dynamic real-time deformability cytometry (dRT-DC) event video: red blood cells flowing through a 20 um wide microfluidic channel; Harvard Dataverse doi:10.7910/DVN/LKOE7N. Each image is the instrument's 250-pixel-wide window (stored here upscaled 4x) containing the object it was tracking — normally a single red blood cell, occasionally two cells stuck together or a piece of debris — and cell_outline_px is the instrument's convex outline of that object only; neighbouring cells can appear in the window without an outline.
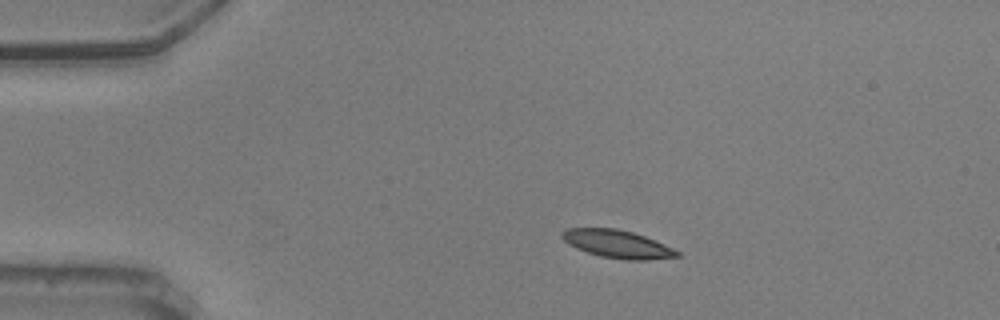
{"species": "common noctule bat (a hibernating species)", "species_latin": "Nyctalus noctula", "temperature_condition": "warm", "stored_images_in_passage": 46, "camera_frame_rate_fps": 3000, "um_per_image_px": 0.085, "animal": {"sex": "male", "body_mass_g": 20.5, "forearm_length_mm": 52.5}, "frame": {"image": 1, "passage_image": 1, "time_ms": 0.0, "image_size_px": [1000, 320], "cell_outline_px": [[680, 256], [648, 260], [624, 260], [600, 256], [576, 248], [568, 244], [560, 236], [560, 232], [568, 228], [616, 228], [632, 232], [644, 236], [664, 244], [680, 252]], "centroid_in_image_um": [52.45, 20.74], "position_along_channel_um": 32.5, "area_um2": 18.67}}
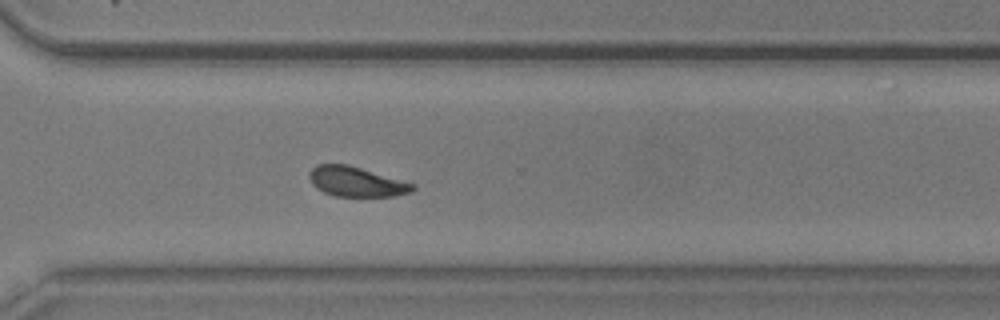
{"frame": {"image": 2, "passage_image": 31, "time_ms": 10.0, "image_size_px": [1000, 320], "cell_outline_px": [[416, 188], [412, 192], [396, 196], [336, 196], [324, 192], [316, 188], [312, 184], [308, 176], [308, 172], [316, 164], [348, 164], [416, 184]], "centroid_in_image_um": [30.29, 15.44], "position_along_channel_um": 340.3, "area_um2": 18.15}}
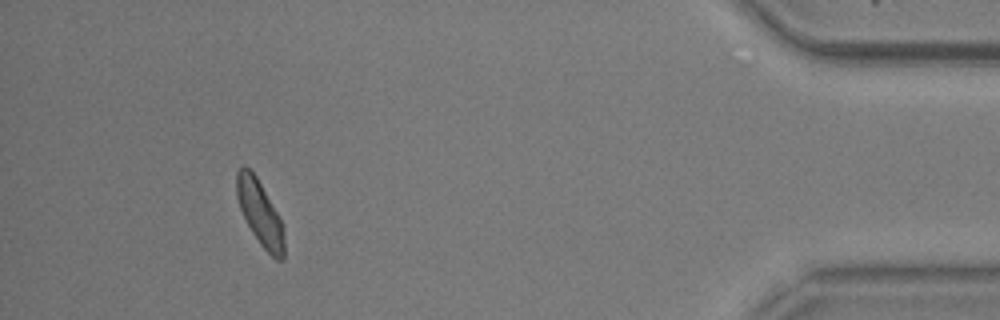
{"frame": {"image": 3, "passage_image": 42, "time_ms": 13.667, "image_size_px": [1000, 320], "cell_outline_px": [[284, 260], [276, 260], [260, 244], [252, 232], [240, 208], [236, 196], [236, 172], [244, 164], [256, 176], [276, 212], [284, 228]], "centroid_in_image_um": [22.09, 18.12], "position_along_channel_um": 413.1, "area_um2": 17.63}, "authors_computed_cell_mechanics": {"area_um2": 18.4671, "velocity_mm_per_s": 3.5872, "shape_relaxation_time_tau1_ms": 4.4442, "shape_relaxation_time_tau2_ms": 2.0567, "deformation_change_tau1": 0.1125, "deformation_change_tau2": 0.0735}}